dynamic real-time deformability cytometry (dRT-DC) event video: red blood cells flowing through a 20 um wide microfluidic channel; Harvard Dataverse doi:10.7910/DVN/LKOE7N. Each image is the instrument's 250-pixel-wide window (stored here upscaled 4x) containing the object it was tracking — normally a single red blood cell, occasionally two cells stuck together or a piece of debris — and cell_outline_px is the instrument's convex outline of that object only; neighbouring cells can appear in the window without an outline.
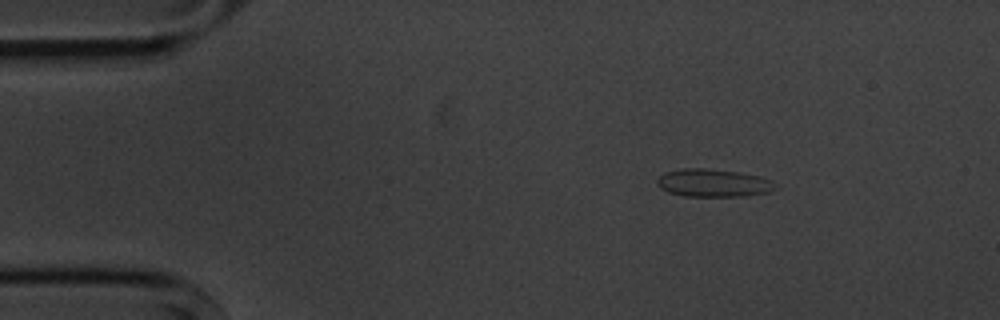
{"species": "common noctule bat (a hibernating species)", "species_latin": "Nyctalus noctula", "temperature_condition": "cold", "stored_images_in_passage": 3, "camera_frame_rate_fps": 3000, "um_per_image_px": 0.085, "animal": {"sex": "male", "body_mass_g": 20.1, "forearm_length_mm": 53.5}, "frame": {"image": 1, "passage_image": 1, "time_ms": 0.0, "image_size_px": [1000, 320], "cell_outline_px": [[776, 188], [772, 192], [744, 196], [684, 196], [668, 192], [660, 188], [656, 184], [656, 180], [664, 172], [680, 168], [704, 168], [736, 172], [760, 176], [772, 180]], "centroid_in_image_um": [60.61, 15.55], "position_along_channel_um": 24.4, "area_um2": 19.31}}